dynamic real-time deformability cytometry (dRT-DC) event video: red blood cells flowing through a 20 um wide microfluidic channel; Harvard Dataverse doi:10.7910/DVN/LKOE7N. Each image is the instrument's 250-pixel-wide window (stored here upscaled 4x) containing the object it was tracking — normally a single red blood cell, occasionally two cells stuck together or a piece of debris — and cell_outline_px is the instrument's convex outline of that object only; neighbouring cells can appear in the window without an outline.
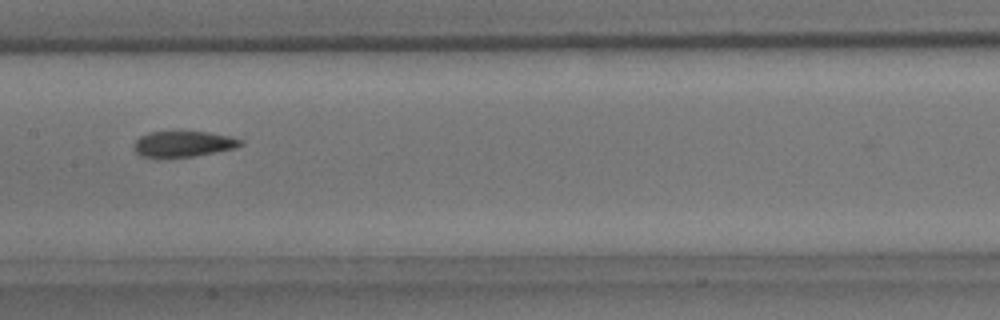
{"species": "common noctule bat (a hibernating species)", "species_latin": "Nyctalus noctula", "temperature_condition": "room temperature", "stored_images_in_passage": 7, "camera_frame_rate_fps": 3000, "um_per_image_px": 0.085, "animal": {"sex": "male", "body_mass_g": 15.6}, "frame": {"image": 1, "passage_image": 7, "time_ms": 7.0, "image_size_px": [1000, 320], "cell_outline_px": [[244, 144], [236, 148], [192, 156], [140, 156], [132, 148], [132, 144], [140, 136], [148, 132], [208, 132], [228, 136], [244, 140]], "centroid_in_image_um": [15.58, 12.22], "position_along_channel_um": 191.8, "area_um2": 15.78}}